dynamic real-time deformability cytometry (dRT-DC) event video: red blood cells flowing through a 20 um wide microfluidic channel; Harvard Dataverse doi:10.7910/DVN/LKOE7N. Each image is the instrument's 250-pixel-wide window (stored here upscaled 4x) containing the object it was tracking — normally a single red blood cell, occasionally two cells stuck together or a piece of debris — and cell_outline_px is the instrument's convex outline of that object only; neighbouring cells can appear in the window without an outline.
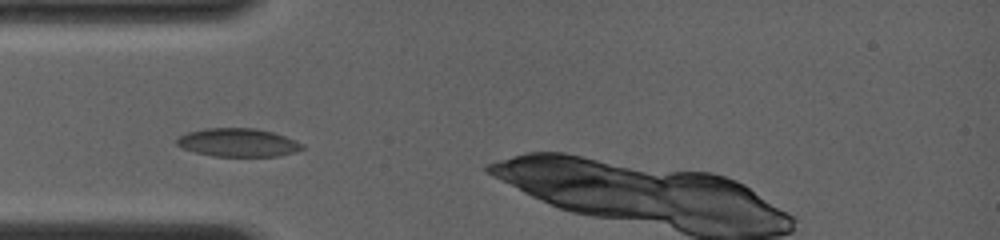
{"species": "common noctule bat (a hibernating species)", "species_latin": "Nyctalus noctula", "temperature_condition": "room temperature", "stored_images_in_passage": 24, "camera_frame_rate_fps": 4000, "um_per_image_px": 0.085, "animal": {"sex": "female", "body_mass_g": 19.0, "forearm_length_mm": 56.7}, "frame": {"image": 1, "passage_image": 1, "time_ms": 0.0, "image_size_px": [1000, 240], "cell_outline_px": [[304, 148], [296, 152], [280, 156], [212, 156], [196, 152], [184, 148], [176, 144], [176, 140], [180, 136], [188, 132], [204, 128], [256, 128], [272, 132], [284, 136], [304, 144]], "centroid_in_image_um": [20.25, 12.11], "position_along_channel_um": 64.7, "area_um2": 20.63}}
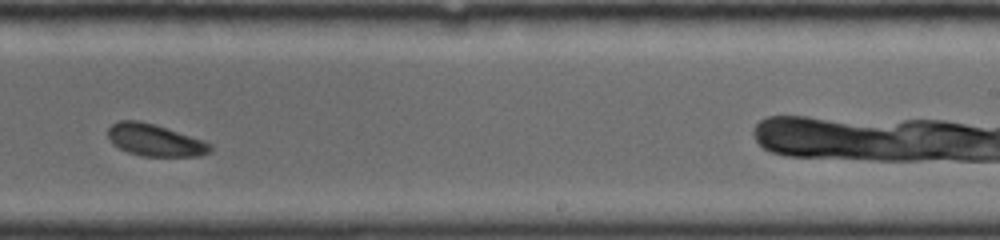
{"frame": {"image": 2, "passage_image": 14, "time_ms": 5.25, "image_size_px": [1000, 240], "cell_outline_px": [[212, 152], [200, 156], [140, 156], [128, 152], [112, 144], [108, 136], [108, 128], [112, 124], [120, 120], [140, 120], [156, 124], [204, 140], [212, 144]], "centroid_in_image_um": [13.19, 11.91], "position_along_channel_um": 275.8, "area_um2": 19.36}}
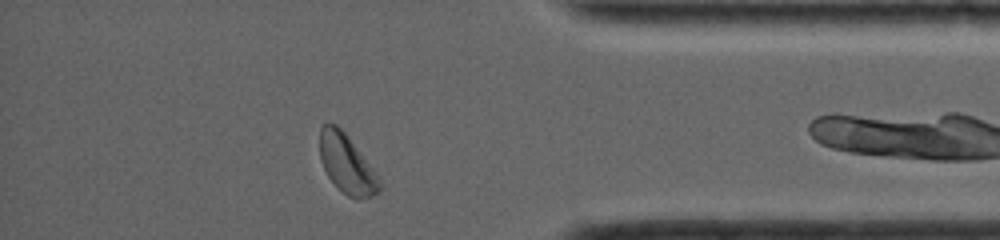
{"frame": {"image": 3, "passage_image": 23, "time_ms": 8.75, "image_size_px": [1000, 240], "cell_outline_px": [[380, 192], [372, 196], [360, 200], [356, 200], [348, 196], [328, 176], [320, 160], [320, 128], [324, 124], [336, 124], [348, 136], [376, 172], [380, 180]], "centroid_in_image_um": [29.49, 13.95], "position_along_channel_um": 405.7, "area_um2": 20.29}, "authors_computed_cell_mechanics": {"area_um2": 19.9121, "velocity_mm_per_s": 4.0272, "shape_relaxation_time_tau1_ms": 2.1264, "shape_relaxation_time_tau2_ms": null, "deformation_change_tau1": 0.0762, "deformation_change_tau2": null}}